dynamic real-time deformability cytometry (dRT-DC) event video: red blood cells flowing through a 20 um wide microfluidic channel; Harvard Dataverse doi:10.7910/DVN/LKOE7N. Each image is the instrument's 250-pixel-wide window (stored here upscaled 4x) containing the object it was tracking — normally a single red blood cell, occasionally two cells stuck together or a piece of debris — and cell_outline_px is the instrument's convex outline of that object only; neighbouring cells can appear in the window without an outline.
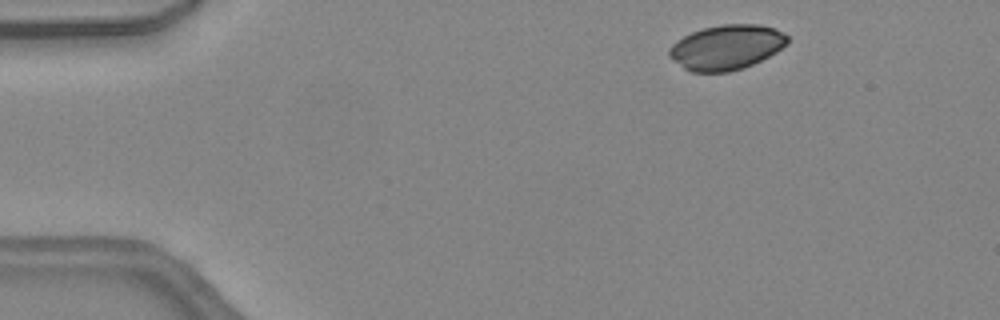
{"species": "common noctule bat (a hibernating species)", "species_latin": "Nyctalus noctula", "temperature_condition": "warm", "stored_images_in_passage": 42, "camera_frame_rate_fps": 3000, "um_per_image_px": 0.085, "animal": {"sex": "female", "body_mass_g": 24.6, "forearm_length_mm": 56.2}, "frame": {"image": 1, "passage_image": 3, "time_ms": 0.667, "image_size_px": [1000, 320], "cell_outline_px": [[788, 44], [776, 52], [744, 68], [728, 72], [688, 72], [672, 60], [668, 56], [668, 48], [676, 40], [692, 32], [704, 28], [720, 24], [756, 24], [772, 28], [784, 32], [788, 36]], "centroid_in_image_um": [61.72, 4.03], "position_along_channel_um": 23.3, "area_um2": 31.1}}
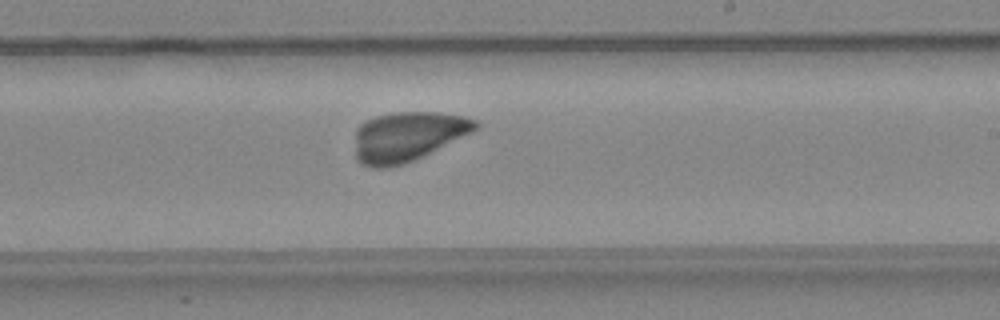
{"frame": {"image": 2, "passage_image": 24, "time_ms": 7.667, "image_size_px": [1000, 320], "cell_outline_px": [[480, 124], [472, 132], [404, 164], [388, 168], [372, 168], [356, 160], [356, 128], [360, 124], [376, 116], [396, 112], [440, 112], [464, 116], [476, 120]], "centroid_in_image_um": [34.63, 11.59], "position_along_channel_um": 254.4, "area_um2": 34.56}}